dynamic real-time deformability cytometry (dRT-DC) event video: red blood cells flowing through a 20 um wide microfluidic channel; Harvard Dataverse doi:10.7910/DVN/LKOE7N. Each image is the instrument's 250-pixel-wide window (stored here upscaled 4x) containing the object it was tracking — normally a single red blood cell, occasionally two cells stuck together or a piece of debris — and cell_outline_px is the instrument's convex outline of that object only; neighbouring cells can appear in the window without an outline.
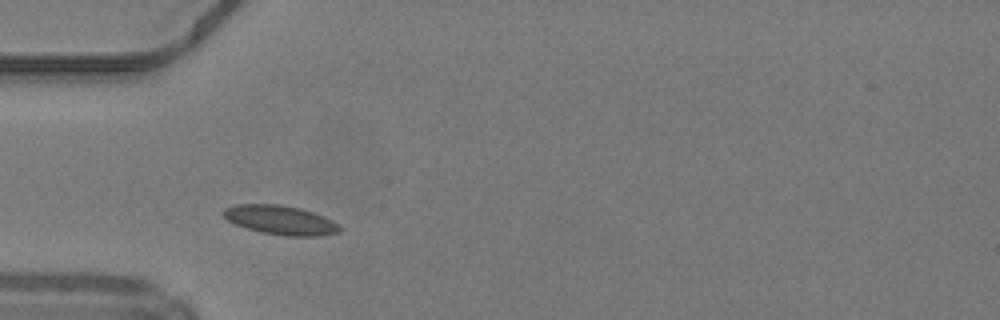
{"species": "common noctule bat (a hibernating species)", "species_latin": "Nyctalus noctula", "temperature_condition": "warm", "stored_images_in_passage": 33, "camera_frame_rate_fps": 3000, "um_per_image_px": 0.085, "animal": {"sex": "male", "body_mass_g": 19.2, "forearm_length_mm": 51.8}, "frame": {"image": 1, "passage_image": 6, "time_ms": 1.667, "image_size_px": [1000, 320], "cell_outline_px": [[344, 228], [340, 232], [320, 236], [288, 236], [260, 232], [236, 224], [228, 220], [220, 212], [224, 208], [236, 204], [280, 204], [300, 208], [324, 216], [340, 224]], "centroid_in_image_um": [23.88, 18.7], "position_along_channel_um": 61.1, "area_um2": 19.94}}
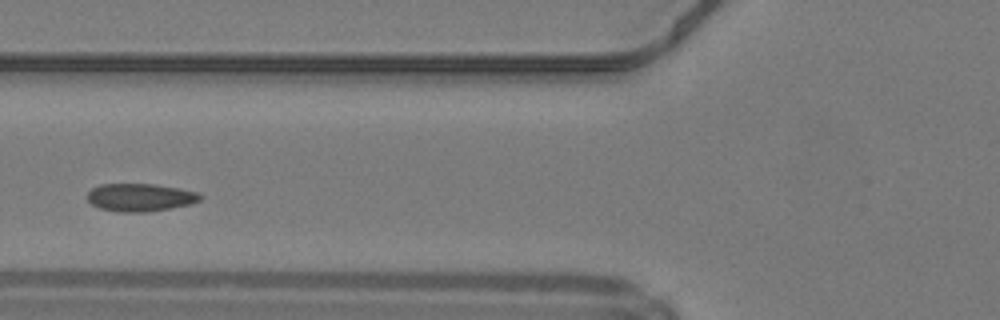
{"frame": {"image": 2, "passage_image": 10, "time_ms": 3.0, "image_size_px": [1000, 320], "cell_outline_px": [[204, 196], [200, 200], [192, 204], [172, 208], [148, 212], [116, 212], [100, 208], [92, 204], [88, 200], [88, 192], [92, 188], [100, 184], [156, 184], [180, 188], [200, 192]], "centroid_in_image_um": [11.97, 16.78], "position_along_channel_um": 113.8, "area_um2": 18.61}, "authors_computed_cell_mechanics": {"area_um2": 18.496, "velocity_mm_per_s": 4.1478, "shape_relaxation_time_tau1_ms": 3.3048, "shape_relaxation_time_tau2_ms": null, "deformation_change_tau1": 0.0708, "deformation_change_tau2": null}}